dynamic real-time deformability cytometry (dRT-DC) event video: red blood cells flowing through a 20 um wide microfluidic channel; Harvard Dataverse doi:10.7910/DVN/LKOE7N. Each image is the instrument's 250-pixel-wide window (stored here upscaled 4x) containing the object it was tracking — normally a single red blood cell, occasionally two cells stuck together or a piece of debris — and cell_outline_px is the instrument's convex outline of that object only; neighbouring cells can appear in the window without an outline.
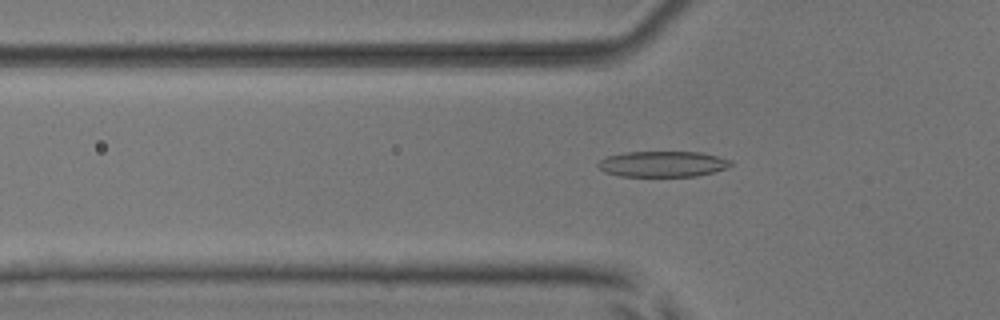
{"species": "common noctule bat (a hibernating species)", "species_latin": "Nyctalus noctula", "temperature_condition": "room temperature", "stored_images_in_passage": 53, "camera_frame_rate_fps": 3000, "um_per_image_px": 0.085, "animal": {"sex": "male", "body_mass_g": 17.9, "forearm_length_mm": 54.2}, "frame": {"image": 1, "passage_image": 18, "time_ms": 5.667, "image_size_px": [1000, 320], "cell_outline_px": [[732, 164], [728, 168], [696, 176], [620, 176], [604, 172], [596, 164], [600, 160], [608, 156], [624, 152], [700, 152], [732, 160]], "centroid_in_image_um": [56.32, 13.94], "position_along_channel_um": 69.5, "area_um2": 19.88}}
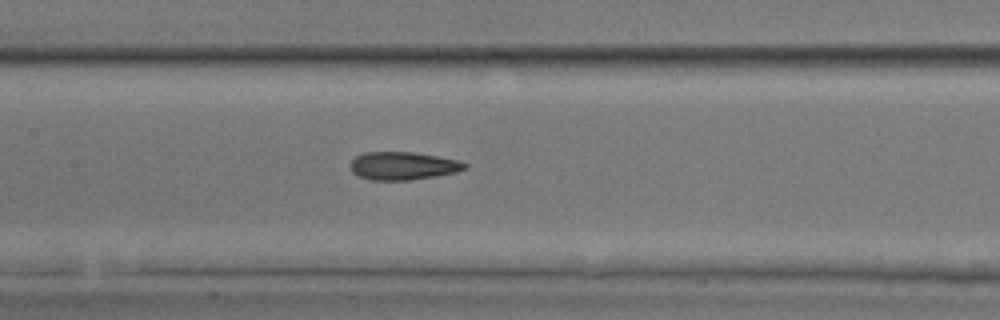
{"frame": {"image": 2, "passage_image": 26, "time_ms": 8.333, "image_size_px": [1000, 320], "cell_outline_px": [[468, 168], [456, 172], [436, 176], [412, 180], [372, 180], [356, 176], [352, 172], [348, 164], [356, 156], [364, 152], [412, 152], [460, 160], [468, 164]], "centroid_in_image_um": [34.24, 14.1], "position_along_channel_um": 173.2, "area_um2": 18.9}}
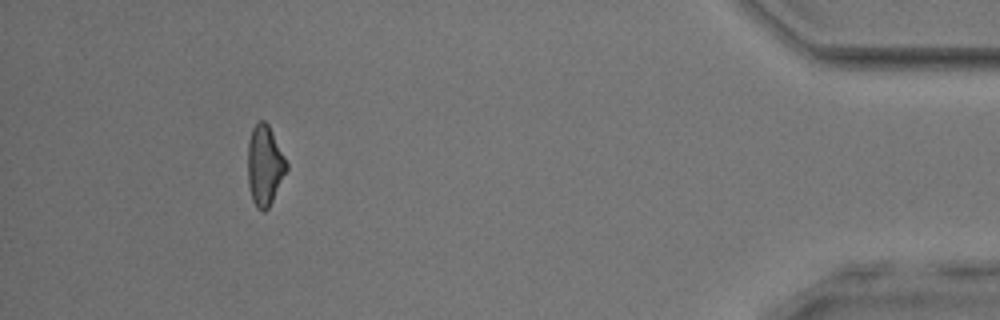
{"frame": {"image": 3, "passage_image": 49, "time_ms": 16.0, "image_size_px": [1000, 320], "cell_outline_px": [[288, 168], [268, 208], [264, 212], [256, 208], [252, 200], [248, 184], [248, 140], [252, 128], [260, 120], [264, 120], [268, 124], [288, 164]], "centroid_in_image_um": [22.48, 14.06], "position_along_channel_um": 412.7, "area_um2": 17.98}, "authors_computed_cell_mechanics": {"area_um2": 18.9006, "velocity_mm_per_s": 3.9064, "shape_relaxation_time_tau1_ms": null, "shape_relaxation_time_tau2_ms": 2.2788, "deformation_change_tau1": null, "deformation_change_tau2": 0.1065}}